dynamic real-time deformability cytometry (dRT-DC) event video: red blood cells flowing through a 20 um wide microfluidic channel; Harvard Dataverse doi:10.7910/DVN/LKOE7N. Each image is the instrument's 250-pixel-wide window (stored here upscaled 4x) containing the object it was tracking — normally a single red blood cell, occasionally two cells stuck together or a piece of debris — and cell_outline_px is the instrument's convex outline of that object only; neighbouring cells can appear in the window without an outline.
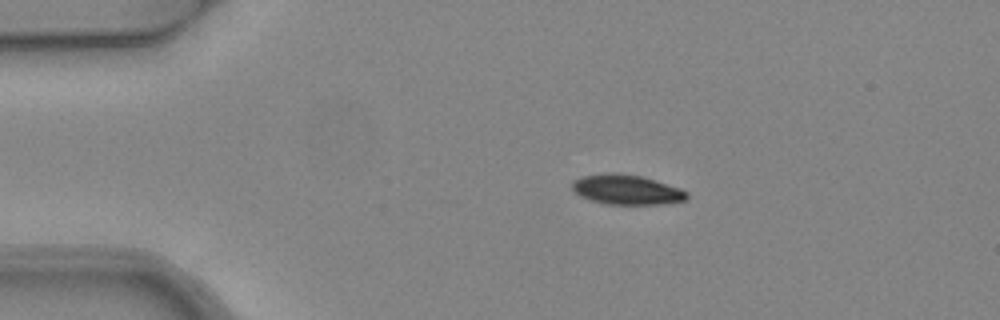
{"species": "common noctule bat (a hibernating species)", "species_latin": "Nyctalus noctula", "temperature_condition": "warm", "stored_images_in_passage": 4, "camera_frame_rate_fps": 3000, "um_per_image_px": 0.085, "animal": {"sex": "female", "body_mass_g": 24.6, "forearm_length_mm": 56.2}, "frame": {"image": 1, "passage_image": 2, "time_ms": 0.333, "image_size_px": [1000, 320], "cell_outline_px": [[688, 196], [684, 200], [660, 204], [608, 204], [592, 200], [580, 196], [572, 188], [572, 184], [576, 180], [584, 176], [604, 172], [616, 172], [640, 176], [680, 188], [688, 192]], "centroid_in_image_um": [53.26, 16.11], "position_along_channel_um": 31.7, "area_um2": 19.65}}
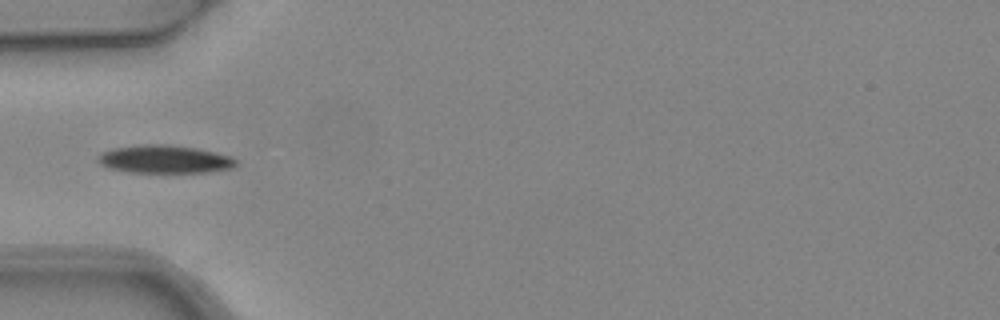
{"frame": {"image": 2, "passage_image": 3, "time_ms": 0.667, "image_size_px": [1000, 320], "cell_outline_px": [[236, 164], [232, 168], [208, 172], [128, 172], [108, 168], [100, 164], [96, 160], [96, 156], [112, 148], [148, 144], [164, 144], [196, 148], [228, 156], [236, 160]], "centroid_in_image_um": [13.93, 13.54], "position_along_channel_um": 71.1, "area_um2": 22.31}}